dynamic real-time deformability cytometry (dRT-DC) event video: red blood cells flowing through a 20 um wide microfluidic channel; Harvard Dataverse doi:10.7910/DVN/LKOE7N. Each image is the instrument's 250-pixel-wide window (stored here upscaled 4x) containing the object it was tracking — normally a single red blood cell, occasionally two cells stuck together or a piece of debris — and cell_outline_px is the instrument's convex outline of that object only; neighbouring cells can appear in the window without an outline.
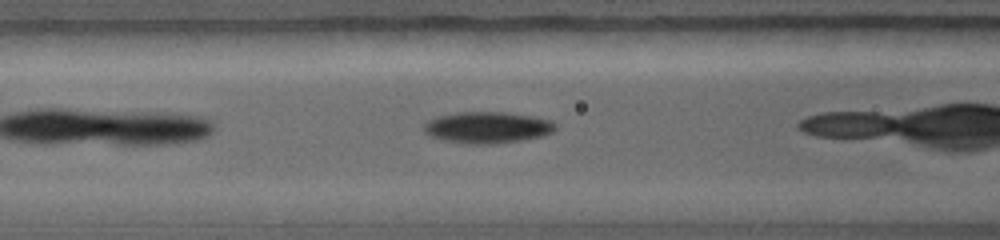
{"species": "common noctule bat (a hibernating species)", "species_latin": "Nyctalus noctula", "temperature_condition": "warm", "stored_images_in_passage": 21, "camera_frame_rate_fps": 5000, "um_per_image_px": 0.085, "animal": {"sex": "female", "body_mass_g": 19.0, "forearm_length_mm": 56.7}, "frame": {"image": 1, "passage_image": 4, "time_ms": 1.0, "image_size_px": [1000, 240], "cell_outline_px": [[556, 128], [552, 132], [540, 136], [520, 140], [492, 144], [464, 144], [444, 140], [428, 136], [424, 132], [424, 124], [428, 120], [440, 116], [456, 112], [504, 112], [528, 116], [548, 120], [556, 124]], "centroid_in_image_um": [41.36, 10.84], "position_along_channel_um": 125.2, "area_um2": 23.87}}
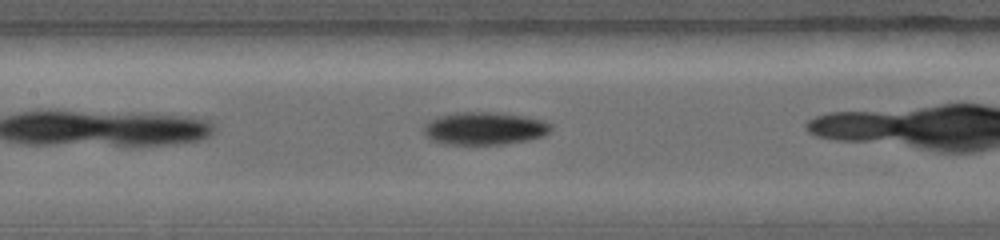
{"frame": {"image": 2, "passage_image": 7, "time_ms": 1.8, "image_size_px": [1000, 240], "cell_outline_px": [[552, 128], [544, 136], [528, 140], [504, 144], [444, 144], [432, 140], [424, 132], [424, 124], [440, 116], [460, 112], [496, 112], [544, 120], [552, 124]], "centroid_in_image_um": [41.21, 10.92], "position_along_channel_um": 166.2, "area_um2": 24.04}}
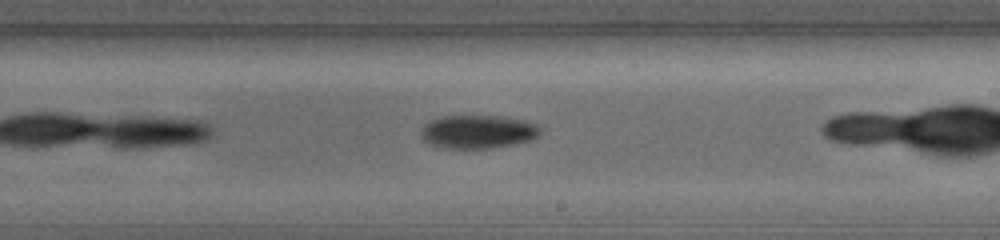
{"frame": {"image": 3, "passage_image": 12, "time_ms": 3.4, "image_size_px": [1000, 240], "cell_outline_px": [[540, 132], [536, 136], [528, 140], [516, 144], [488, 148], [444, 148], [428, 144], [424, 140], [420, 132], [424, 124], [440, 116], [500, 116], [524, 120], [536, 124], [540, 128]], "centroid_in_image_um": [40.59, 11.19], "position_along_channel_um": 248.4, "area_um2": 23.12}}